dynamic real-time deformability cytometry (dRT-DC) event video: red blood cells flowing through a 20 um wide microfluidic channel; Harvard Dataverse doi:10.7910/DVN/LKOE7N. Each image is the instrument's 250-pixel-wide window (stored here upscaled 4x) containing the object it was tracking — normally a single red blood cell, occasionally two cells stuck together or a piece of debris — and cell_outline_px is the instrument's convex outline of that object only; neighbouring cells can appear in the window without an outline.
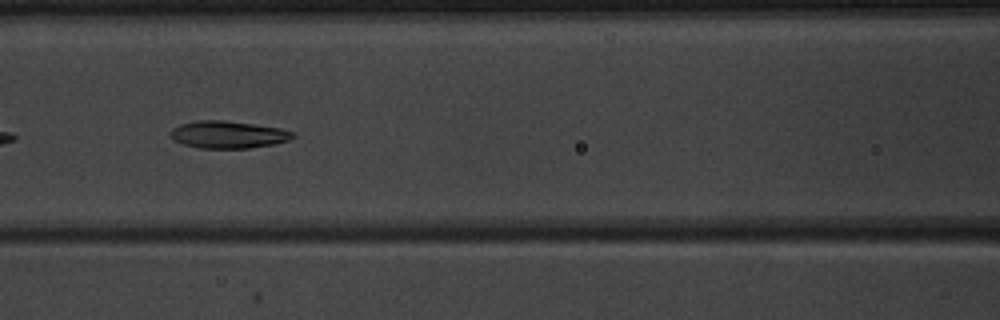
{"species": "common noctule bat (a hibernating species)", "species_latin": "Nyctalus noctula", "temperature_condition": "warm", "stored_images_in_passage": 15, "camera_frame_rate_fps": 3000, "um_per_image_px": 0.085, "animal": {"sex": "male", "body_mass_g": 20.1, "forearm_length_mm": 53.5}, "frame": {"image": 1, "passage_image": 13, "time_ms": 4.0, "image_size_px": [1000, 320], "cell_outline_px": [[296, 136], [288, 140], [272, 144], [248, 148], [200, 148], [184, 144], [172, 140], [172, 128], [180, 124], [196, 120], [224, 120], [280, 128], [292, 132]], "centroid_in_image_um": [19.36, 11.43], "position_along_channel_um": 147.2, "area_um2": 19.25}}